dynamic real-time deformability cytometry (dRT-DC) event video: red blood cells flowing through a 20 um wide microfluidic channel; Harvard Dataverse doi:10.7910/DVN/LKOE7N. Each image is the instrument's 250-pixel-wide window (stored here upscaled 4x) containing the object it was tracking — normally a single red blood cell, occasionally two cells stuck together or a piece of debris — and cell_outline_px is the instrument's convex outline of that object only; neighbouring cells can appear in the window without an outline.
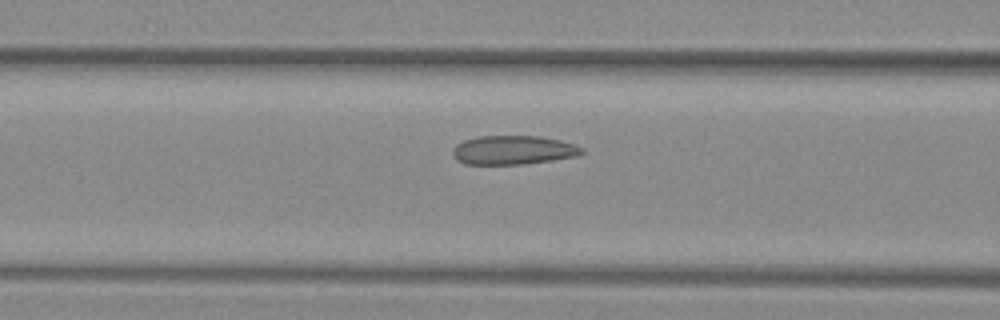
{"species": "common noctule bat (a hibernating species)", "species_latin": "Nyctalus noctula", "temperature_condition": "warm", "stored_images_in_passage": 27, "camera_frame_rate_fps": 3000, "um_per_image_px": 0.085, "animal": {"sex": "female", "body_mass_g": 29.2, "forearm_length_mm": 56.3}, "frame": {"image": 1, "passage_image": 6, "time_ms": 1.667, "image_size_px": [1000, 320], "cell_outline_px": [[584, 152], [576, 156], [552, 160], [524, 164], [464, 164], [456, 160], [452, 156], [452, 148], [456, 144], [464, 140], [476, 136], [540, 136], [560, 140], [576, 144], [584, 148]], "centroid_in_image_um": [43.6, 12.75], "position_along_channel_um": 123.0, "area_um2": 22.02}}
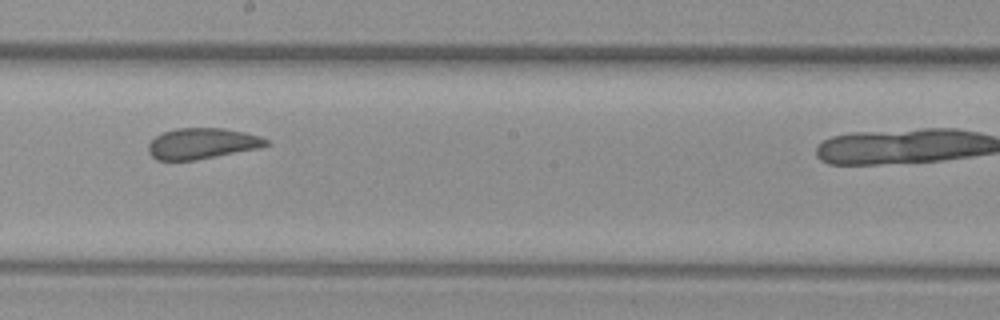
{"frame": {"image": 2, "passage_image": 14, "time_ms": 4.333, "image_size_px": [1000, 320], "cell_outline_px": [[272, 144], [260, 148], [196, 160], [156, 160], [148, 152], [148, 144], [156, 136], [164, 132], [176, 128], [224, 128], [244, 132], [260, 136], [268, 140]], "centroid_in_image_um": [17.2, 12.2], "position_along_channel_um": 231.0, "area_um2": 21.27}}
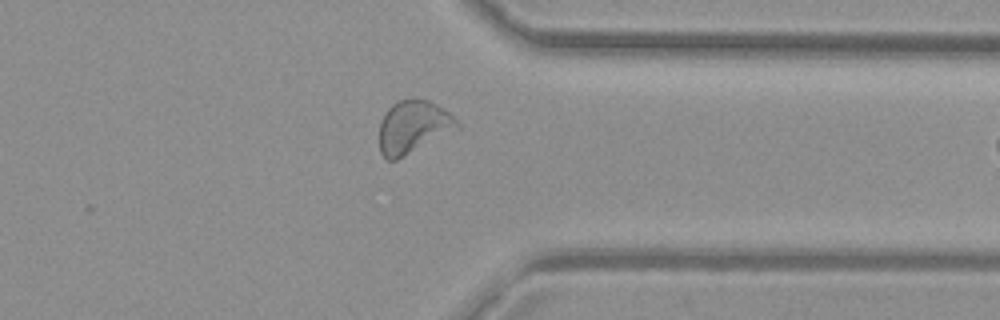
{"frame": {"image": 3, "passage_image": 25, "time_ms": 8.0, "image_size_px": [1000, 320], "cell_outline_px": [[460, 128], [396, 160], [388, 160], [380, 152], [380, 120], [388, 108], [392, 104], [400, 100], [428, 100], [436, 104], [448, 112], [460, 124]], "centroid_in_image_um": [35.11, 10.8], "position_along_channel_um": 376.3, "area_um2": 23.58}, "authors_computed_cell_mechanics": {"area_um2": 21.7906, "velocity_mm_per_s": 4.0597, "shape_relaxation_time_tau1_ms": 6.4197, "shape_relaxation_time_tau2_ms": 1.304, "deformation_change_tau1": 0.1354, "deformation_change_tau2": 0.08}}